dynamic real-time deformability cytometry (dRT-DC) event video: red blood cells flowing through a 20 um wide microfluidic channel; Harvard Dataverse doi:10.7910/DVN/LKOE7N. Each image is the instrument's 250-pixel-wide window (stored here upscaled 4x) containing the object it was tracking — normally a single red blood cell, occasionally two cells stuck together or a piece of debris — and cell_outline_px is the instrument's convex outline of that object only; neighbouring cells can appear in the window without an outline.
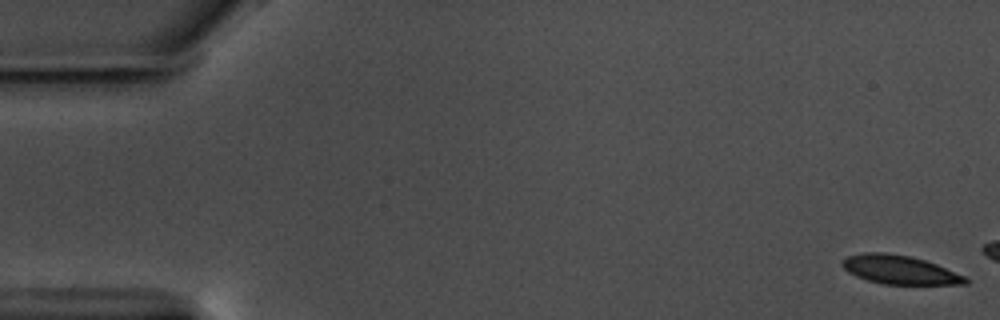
{"species": "common noctule bat (a hibernating species)", "species_latin": "Nyctalus noctula", "temperature_condition": "warm", "stored_images_in_passage": 9, "camera_frame_rate_fps": 3000, "um_per_image_px": 0.085, "animal": {"sex": "male", "body_mass_g": 17.5, "forearm_length_mm": 52.3}, "frame": {"image": 1, "passage_image": 1, "time_ms": 0.0, "image_size_px": [1000, 320], "cell_outline_px": [[968, 284], [884, 284], [868, 280], [856, 276], [848, 272], [840, 264], [840, 260], [848, 256], [864, 252], [884, 252], [908, 256], [924, 260], [936, 264], [968, 276]], "centroid_in_image_um": [76.47, 22.93], "position_along_channel_um": 8.5, "area_um2": 20.69}}